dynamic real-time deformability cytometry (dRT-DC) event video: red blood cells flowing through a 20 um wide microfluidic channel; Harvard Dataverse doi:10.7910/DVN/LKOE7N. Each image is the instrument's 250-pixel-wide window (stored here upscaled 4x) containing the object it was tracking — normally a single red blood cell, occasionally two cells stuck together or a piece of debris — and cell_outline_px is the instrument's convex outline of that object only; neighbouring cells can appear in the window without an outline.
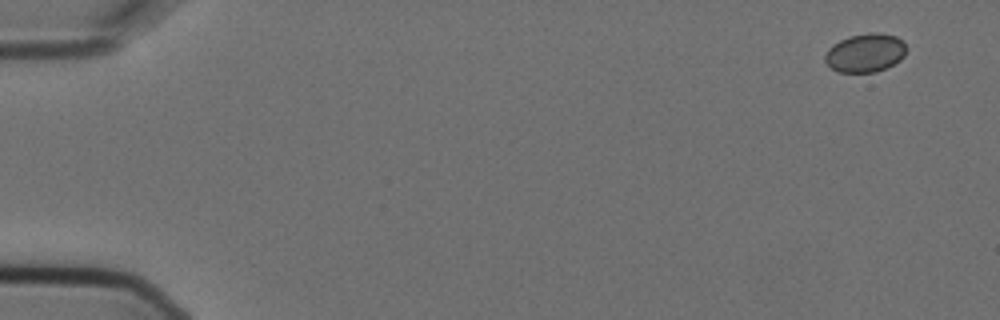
{"species": "Egyptian fruit bat (a non-hibernating species)", "species_latin": "Rousettus aegyptiacus", "temperature_condition": "cold", "stored_images_in_passage": 6, "camera_frame_rate_fps": 3000, "um_per_image_px": 0.085, "animal": {"sex": "female"}, "frame": {"image": 1, "passage_image": 1, "time_ms": 0.0, "image_size_px": [1000, 320], "cell_outline_px": [[908, 48], [904, 56], [900, 60], [876, 72], [840, 72], [832, 68], [824, 60], [824, 56], [828, 48], [832, 44], [840, 40], [852, 36], [868, 32], [880, 32], [896, 36], [904, 40]], "centroid_in_image_um": [73.58, 4.47], "position_along_channel_um": 11.4, "area_um2": 18.44}}
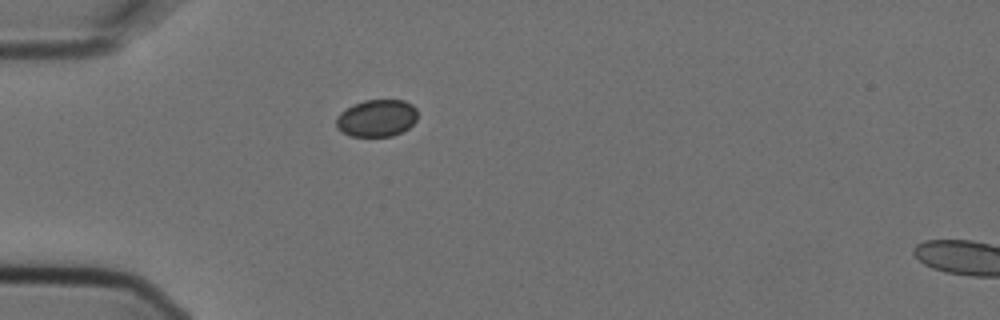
{"frame": {"image": 2, "passage_image": 5, "time_ms": 1.333, "image_size_px": [1000, 320], "cell_outline_px": [[416, 120], [408, 128], [392, 136], [352, 136], [336, 128], [336, 116], [340, 112], [364, 100], [404, 100], [412, 104], [416, 108]], "centroid_in_image_um": [32.02, 10.04], "position_along_channel_um": 53.0, "area_um2": 17.46}}